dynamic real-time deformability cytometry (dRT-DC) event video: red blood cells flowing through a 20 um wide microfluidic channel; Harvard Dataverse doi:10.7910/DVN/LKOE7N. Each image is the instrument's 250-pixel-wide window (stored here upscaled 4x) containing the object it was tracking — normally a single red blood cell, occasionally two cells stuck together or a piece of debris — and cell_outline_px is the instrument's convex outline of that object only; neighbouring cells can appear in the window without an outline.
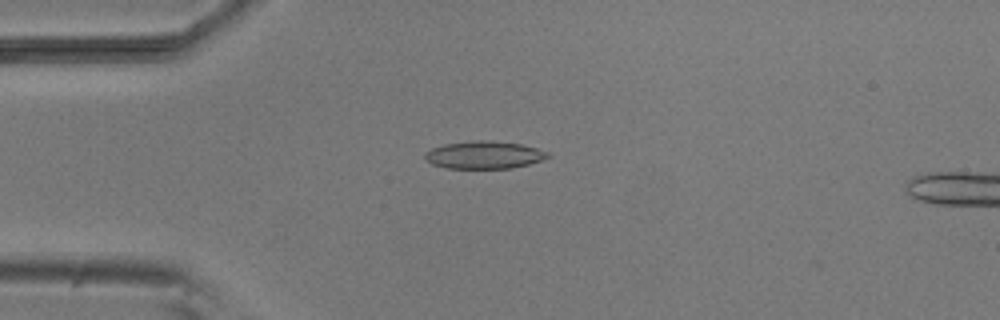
{"species": "common noctule bat (a hibernating species)", "species_latin": "Nyctalus noctula", "temperature_condition": "room temperature", "stored_images_in_passage": 52, "camera_frame_rate_fps": 3000, "um_per_image_px": 0.085, "animal": {"sex": "male", "body_mass_g": 20.5, "forearm_length_mm": 52.5}, "frame": {"image": 1, "passage_image": 13, "time_ms": 4.0, "image_size_px": [1000, 320], "cell_outline_px": [[552, 156], [528, 164], [512, 168], [448, 168], [432, 164], [424, 160], [424, 152], [432, 148], [444, 144], [476, 140], [488, 140], [520, 144], [536, 148], [548, 152]], "centroid_in_image_um": [41.12, 13.17], "position_along_channel_um": 43.9, "area_um2": 19.71}}
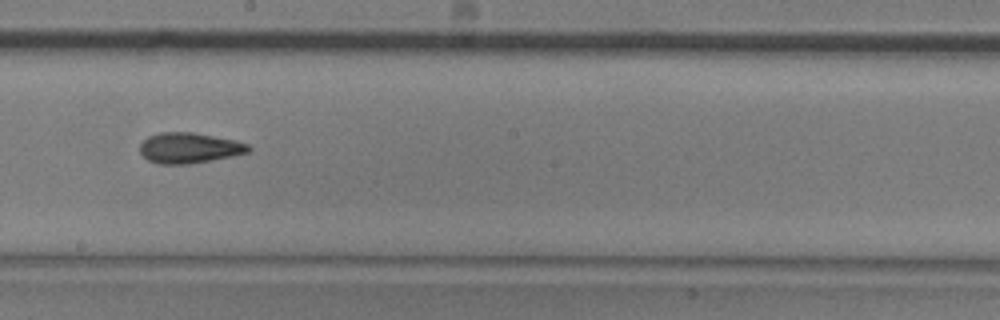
{"frame": {"image": 2, "passage_image": 29, "time_ms": 9.333, "image_size_px": [1000, 320], "cell_outline_px": [[252, 152], [212, 160], [188, 164], [160, 164], [148, 160], [140, 152], [140, 144], [148, 136], [160, 132], [192, 132], [236, 140], [248, 144], [252, 148]], "centroid_in_image_um": [16.12, 12.57], "position_along_channel_um": 232.1, "area_um2": 19.42}}
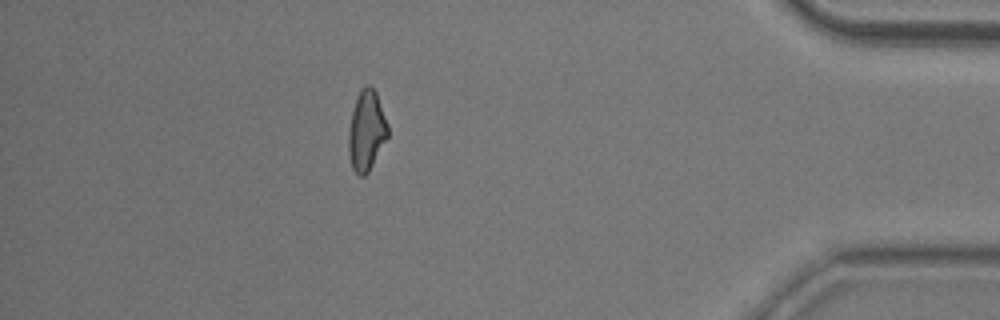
{"frame": {"image": 3, "passage_image": 46, "time_ms": 15.0, "image_size_px": [1000, 320], "cell_outline_px": [[388, 136], [368, 172], [364, 176], [360, 176], [352, 168], [348, 152], [348, 132], [352, 112], [360, 88], [364, 84], [368, 84], [376, 92], [388, 124]], "centroid_in_image_um": [31.14, 11.09], "position_along_channel_um": 404.1, "area_um2": 18.26}, "authors_computed_cell_mechanics": {"area_um2": 18.9584, "velocity_mm_per_s": 3.8548, "shape_relaxation_time_tau1_ms": 9.9076, "shape_relaxation_time_tau2_ms": 2.9628, "deformation_change_tau1": 0.2265, "deformation_change_tau2": 0.1132}}